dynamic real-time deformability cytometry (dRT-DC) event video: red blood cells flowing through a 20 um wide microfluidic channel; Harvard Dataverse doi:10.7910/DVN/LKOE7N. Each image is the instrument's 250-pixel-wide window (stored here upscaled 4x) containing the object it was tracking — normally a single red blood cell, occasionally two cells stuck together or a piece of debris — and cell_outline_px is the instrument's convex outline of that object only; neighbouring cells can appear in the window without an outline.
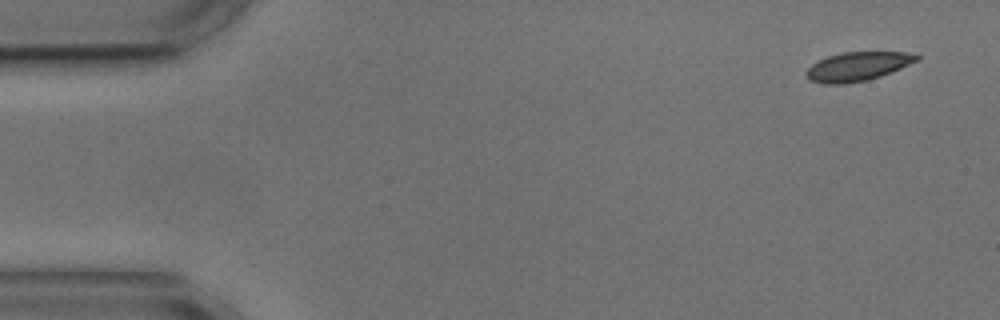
{"species": "common noctule bat (a hibernating species)", "species_latin": "Nyctalus noctula", "temperature_condition": "cold", "stored_images_in_passage": 49, "camera_frame_rate_fps": 3000, "um_per_image_px": 0.085, "animal": {"sex": "male", "body_mass_g": 17.9, "forearm_length_mm": 54.2}, "frame": {"image": 1, "passage_image": 1, "time_ms": 0.0, "image_size_px": [1000, 320], "cell_outline_px": [[920, 60], [880, 76], [868, 80], [844, 84], [820, 84], [808, 80], [804, 76], [804, 72], [812, 64], [828, 56], [844, 52], [904, 52], [920, 56]], "centroid_in_image_um": [72.84, 5.66], "position_along_channel_um": 12.2, "area_um2": 18.67}}
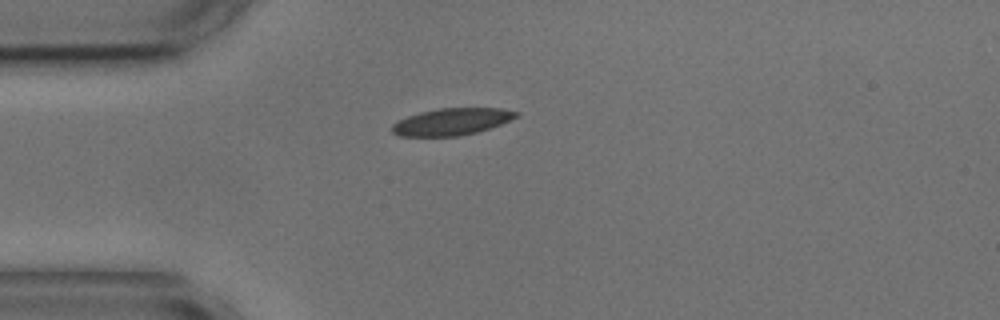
{"frame": {"image": 2, "passage_image": 12, "time_ms": 3.667, "image_size_px": [1000, 320], "cell_outline_px": [[520, 112], [516, 116], [500, 124], [476, 132], [456, 136], [400, 136], [392, 132], [392, 124], [408, 116], [420, 112], [440, 108], [500, 108]], "centroid_in_image_um": [38.37, 10.34], "position_along_channel_um": 46.6, "area_um2": 19.13}}
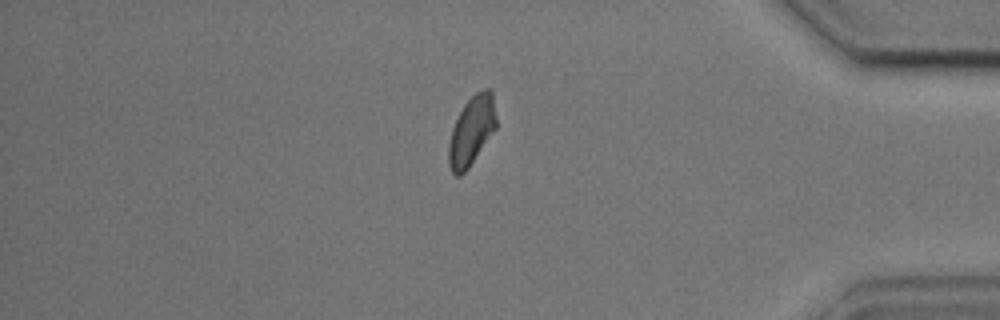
{"frame": {"image": 3, "passage_image": 45, "time_ms": 14.667, "image_size_px": [1000, 320], "cell_outline_px": [[496, 128], [468, 168], [460, 176], [456, 176], [452, 172], [448, 164], [448, 144], [452, 128], [464, 104], [476, 92], [484, 88], [488, 88], [492, 92], [496, 120]], "centroid_in_image_um": [40.07, 11.12], "position_along_channel_um": 395.1, "area_um2": 18.96}}